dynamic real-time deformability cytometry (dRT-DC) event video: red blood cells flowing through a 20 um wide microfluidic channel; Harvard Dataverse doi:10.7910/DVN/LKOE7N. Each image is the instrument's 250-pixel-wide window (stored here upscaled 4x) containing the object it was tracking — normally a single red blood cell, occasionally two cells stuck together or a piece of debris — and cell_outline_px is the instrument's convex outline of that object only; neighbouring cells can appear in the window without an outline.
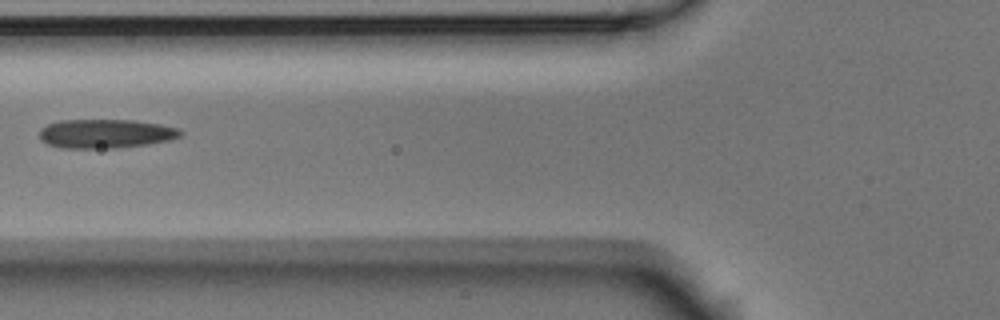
{"species": "Egyptian fruit bat (a non-hibernating species)", "species_latin": "Rousettus aegyptiacus", "temperature_condition": "room temperature", "stored_images_in_passage": 3, "camera_frame_rate_fps": 3000, "um_per_image_px": 0.085, "animal": {"sex": "male"}, "frame": {"image": 1, "passage_image": 2, "time_ms": 0.333, "image_size_px": [1000, 320], "cell_outline_px": [[184, 132], [180, 136], [168, 140], [148, 144], [116, 148], [60, 148], [48, 144], [40, 140], [40, 128], [48, 124], [60, 120], [136, 120], [160, 124], [180, 128]], "centroid_in_image_um": [8.98, 11.36], "position_along_channel_um": 116.8, "area_um2": 23.99}}
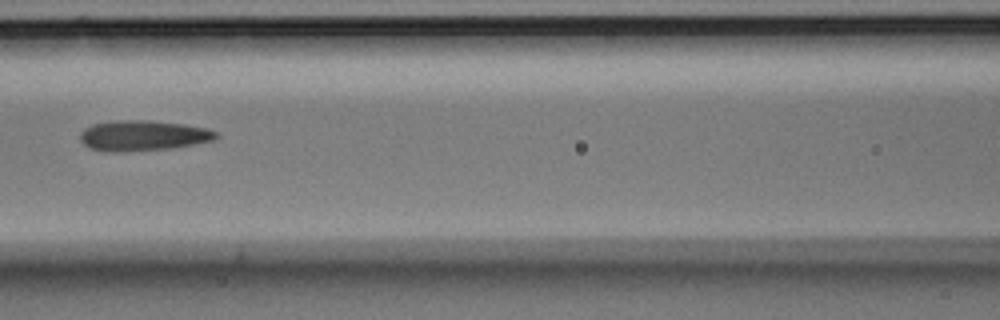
{"frame": {"image": 2, "passage_image": 3, "time_ms": 0.667, "image_size_px": [1000, 320], "cell_outline_px": [[220, 136], [212, 140], [196, 144], [172, 148], [116, 152], [112, 152], [92, 148], [84, 144], [80, 140], [80, 132], [84, 128], [92, 124], [112, 120], [148, 120], [184, 124], [208, 128], [220, 132]], "centroid_in_image_um": [12.19, 11.51], "position_along_channel_um": 154.4, "area_um2": 24.28}}